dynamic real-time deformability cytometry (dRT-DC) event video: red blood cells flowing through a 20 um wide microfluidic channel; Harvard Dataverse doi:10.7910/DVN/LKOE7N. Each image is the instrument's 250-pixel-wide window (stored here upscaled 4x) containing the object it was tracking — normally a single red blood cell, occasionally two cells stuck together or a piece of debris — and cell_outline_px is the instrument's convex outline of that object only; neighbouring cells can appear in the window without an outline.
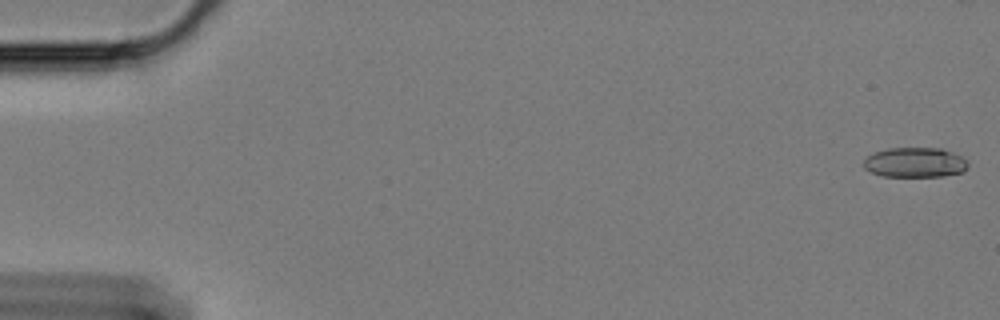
{"species": "Egyptian fruit bat (a non-hibernating species)", "species_latin": "Rousettus aegyptiacus", "temperature_condition": "cold", "stored_images_in_passage": 4, "camera_frame_rate_fps": 3000, "um_per_image_px": 0.085, "animal": {"sex": "female"}, "frame": {"image": 1, "passage_image": 1, "time_ms": 0.0, "image_size_px": [1000, 320], "cell_outline_px": [[968, 168], [964, 172], [944, 176], [880, 176], [864, 168], [864, 160], [872, 152], [888, 148], [940, 148], [960, 156], [968, 164]], "centroid_in_image_um": [77.75, 13.81], "position_along_channel_um": 7.2, "area_um2": 18.15}}